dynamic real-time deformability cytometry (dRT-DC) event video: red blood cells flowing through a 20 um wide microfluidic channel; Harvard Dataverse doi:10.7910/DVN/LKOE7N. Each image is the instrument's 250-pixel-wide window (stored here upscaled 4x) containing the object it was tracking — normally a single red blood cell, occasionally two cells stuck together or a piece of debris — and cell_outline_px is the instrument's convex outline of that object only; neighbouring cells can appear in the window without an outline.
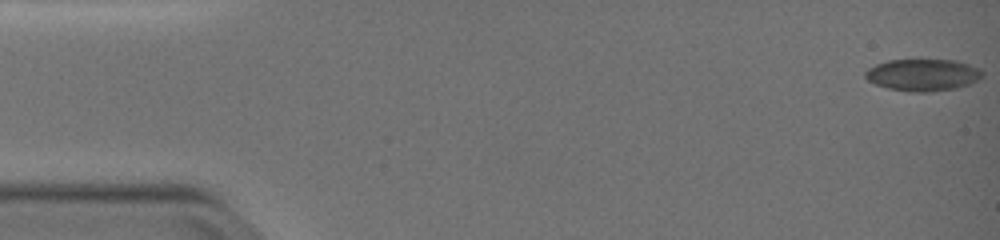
{"species": "common noctule bat (a hibernating species)", "species_latin": "Nyctalus noctula", "temperature_condition": "warm", "stored_images_in_passage": 52, "camera_frame_rate_fps": 3000, "um_per_image_px": 0.085, "animal": {"sex": "female", "body_mass_g": 19.0, "forearm_length_mm": 51.5}, "frame": {"image": 1, "passage_image": 1, "time_ms": 0.0, "image_size_px": [1000, 240], "cell_outline_px": [[984, 76], [968, 84], [956, 88], [928, 92], [912, 92], [888, 88], [876, 84], [868, 80], [864, 76], [864, 72], [868, 68], [876, 64], [888, 60], [956, 60], [980, 68], [984, 72]], "centroid_in_image_um": [78.44, 6.36], "position_along_channel_um": 6.6, "area_um2": 21.79}}
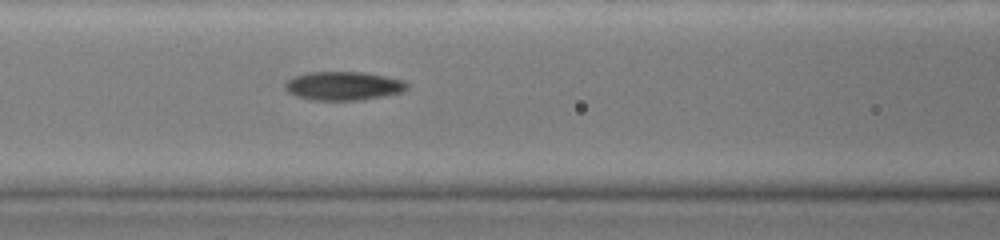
{"frame": {"image": 2, "passage_image": 23, "time_ms": 7.333, "image_size_px": [1000, 240], "cell_outline_px": [[408, 88], [404, 92], [384, 96], [356, 100], [312, 100], [296, 96], [288, 92], [284, 88], [284, 84], [288, 80], [296, 76], [308, 72], [364, 72], [404, 80], [408, 84]], "centroid_in_image_um": [29.2, 7.3], "position_along_channel_um": 137.4, "area_um2": 20.4}}
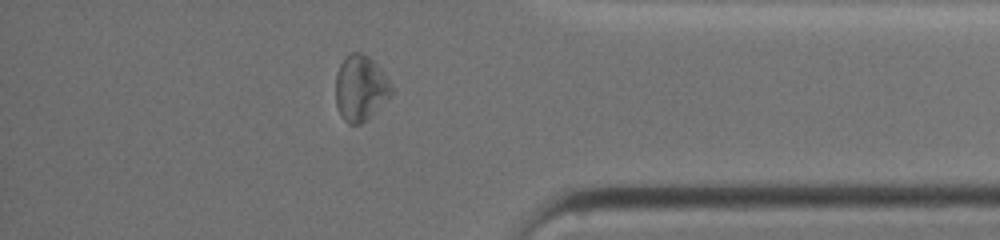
{"frame": {"image": 3, "passage_image": 45, "time_ms": 14.667, "image_size_px": [1000, 240], "cell_outline_px": [[392, 92], [360, 124], [348, 124], [344, 120], [336, 104], [336, 72], [340, 64], [352, 52], [360, 52], [368, 56], [380, 68], [388, 80], [392, 88]], "centroid_in_image_um": [30.6, 7.45], "position_along_channel_um": 404.6, "area_um2": 20.52}, "authors_computed_cell_mechanics": {"area_um2": 20.519, "velocity_mm_per_s": 3.7625, "shape_relaxation_time_tau1_ms": null, "shape_relaxation_time_tau2_ms": 3.7026, "deformation_change_tau1": null, "deformation_change_tau2": 0.1046}}